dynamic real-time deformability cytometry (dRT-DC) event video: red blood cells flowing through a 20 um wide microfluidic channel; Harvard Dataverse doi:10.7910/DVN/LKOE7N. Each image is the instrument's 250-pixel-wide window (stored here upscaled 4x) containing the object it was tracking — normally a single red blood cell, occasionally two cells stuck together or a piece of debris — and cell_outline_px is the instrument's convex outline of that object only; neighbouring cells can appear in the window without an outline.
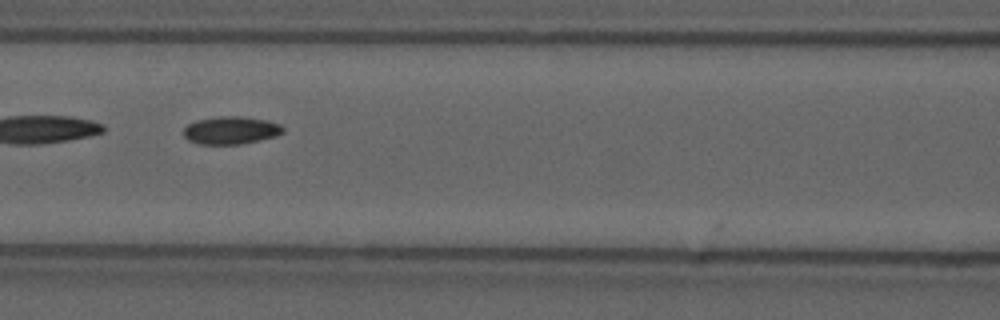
{"species": "common noctule bat (a hibernating species)", "species_latin": "Nyctalus noctula", "temperature_condition": "cold", "stored_images_in_passage": 30, "camera_frame_rate_fps": 3000, "um_per_image_px": 0.085, "animal": {"sex": "male", "forearm_length_mm": 52.5}, "frame": {"image": 1, "passage_image": 6, "time_ms": 1.667, "image_size_px": [1000, 320], "cell_outline_px": [[284, 132], [276, 136], [240, 144], [200, 144], [188, 140], [184, 136], [184, 128], [188, 124], [196, 120], [220, 116], [240, 116], [268, 120], [280, 124], [284, 128]], "centroid_in_image_um": [19.63, 11.07], "position_along_channel_um": 147.0, "area_um2": 16.07}}